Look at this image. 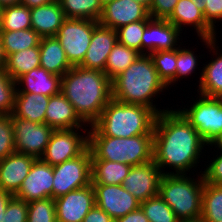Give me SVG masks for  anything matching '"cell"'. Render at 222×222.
<instances>
[{"label": "cell", "instance_id": "36", "mask_svg": "<svg viewBox=\"0 0 222 222\" xmlns=\"http://www.w3.org/2000/svg\"><path fill=\"white\" fill-rule=\"evenodd\" d=\"M148 21H136L118 28V42L142 54V36Z\"/></svg>", "mask_w": 222, "mask_h": 222}, {"label": "cell", "instance_id": "52", "mask_svg": "<svg viewBox=\"0 0 222 222\" xmlns=\"http://www.w3.org/2000/svg\"><path fill=\"white\" fill-rule=\"evenodd\" d=\"M134 1L144 5L148 10L152 4V0H134Z\"/></svg>", "mask_w": 222, "mask_h": 222}, {"label": "cell", "instance_id": "2", "mask_svg": "<svg viewBox=\"0 0 222 222\" xmlns=\"http://www.w3.org/2000/svg\"><path fill=\"white\" fill-rule=\"evenodd\" d=\"M60 92L88 127L112 99L111 79L103 71L74 66L61 77Z\"/></svg>", "mask_w": 222, "mask_h": 222}, {"label": "cell", "instance_id": "5", "mask_svg": "<svg viewBox=\"0 0 222 222\" xmlns=\"http://www.w3.org/2000/svg\"><path fill=\"white\" fill-rule=\"evenodd\" d=\"M88 137L91 160H107L131 166L153 160L154 134H142L130 138Z\"/></svg>", "mask_w": 222, "mask_h": 222}, {"label": "cell", "instance_id": "41", "mask_svg": "<svg viewBox=\"0 0 222 222\" xmlns=\"http://www.w3.org/2000/svg\"><path fill=\"white\" fill-rule=\"evenodd\" d=\"M28 203L13 197L3 215L2 222H27Z\"/></svg>", "mask_w": 222, "mask_h": 222}, {"label": "cell", "instance_id": "23", "mask_svg": "<svg viewBox=\"0 0 222 222\" xmlns=\"http://www.w3.org/2000/svg\"><path fill=\"white\" fill-rule=\"evenodd\" d=\"M31 28L41 37H55L66 19L57 0L30 8Z\"/></svg>", "mask_w": 222, "mask_h": 222}, {"label": "cell", "instance_id": "15", "mask_svg": "<svg viewBox=\"0 0 222 222\" xmlns=\"http://www.w3.org/2000/svg\"><path fill=\"white\" fill-rule=\"evenodd\" d=\"M54 201L57 221L83 222L95 205V191L91 184L62 195Z\"/></svg>", "mask_w": 222, "mask_h": 222}, {"label": "cell", "instance_id": "26", "mask_svg": "<svg viewBox=\"0 0 222 222\" xmlns=\"http://www.w3.org/2000/svg\"><path fill=\"white\" fill-rule=\"evenodd\" d=\"M40 67L46 71L63 76L72 66L66 58L65 51L56 37L40 39Z\"/></svg>", "mask_w": 222, "mask_h": 222}, {"label": "cell", "instance_id": "9", "mask_svg": "<svg viewBox=\"0 0 222 222\" xmlns=\"http://www.w3.org/2000/svg\"><path fill=\"white\" fill-rule=\"evenodd\" d=\"M91 150L53 166V199L92 184Z\"/></svg>", "mask_w": 222, "mask_h": 222}, {"label": "cell", "instance_id": "40", "mask_svg": "<svg viewBox=\"0 0 222 222\" xmlns=\"http://www.w3.org/2000/svg\"><path fill=\"white\" fill-rule=\"evenodd\" d=\"M15 152L11 115H0V160Z\"/></svg>", "mask_w": 222, "mask_h": 222}, {"label": "cell", "instance_id": "46", "mask_svg": "<svg viewBox=\"0 0 222 222\" xmlns=\"http://www.w3.org/2000/svg\"><path fill=\"white\" fill-rule=\"evenodd\" d=\"M115 222H149L141 208L119 217Z\"/></svg>", "mask_w": 222, "mask_h": 222}, {"label": "cell", "instance_id": "31", "mask_svg": "<svg viewBox=\"0 0 222 222\" xmlns=\"http://www.w3.org/2000/svg\"><path fill=\"white\" fill-rule=\"evenodd\" d=\"M201 218L206 222H222V186L204 182Z\"/></svg>", "mask_w": 222, "mask_h": 222}, {"label": "cell", "instance_id": "35", "mask_svg": "<svg viewBox=\"0 0 222 222\" xmlns=\"http://www.w3.org/2000/svg\"><path fill=\"white\" fill-rule=\"evenodd\" d=\"M140 208L149 222H179L174 211L159 195L141 202Z\"/></svg>", "mask_w": 222, "mask_h": 222}, {"label": "cell", "instance_id": "44", "mask_svg": "<svg viewBox=\"0 0 222 222\" xmlns=\"http://www.w3.org/2000/svg\"><path fill=\"white\" fill-rule=\"evenodd\" d=\"M201 6L205 20L216 29V22L222 21V0H203Z\"/></svg>", "mask_w": 222, "mask_h": 222}, {"label": "cell", "instance_id": "45", "mask_svg": "<svg viewBox=\"0 0 222 222\" xmlns=\"http://www.w3.org/2000/svg\"><path fill=\"white\" fill-rule=\"evenodd\" d=\"M83 222H114L104 210L94 205L83 219Z\"/></svg>", "mask_w": 222, "mask_h": 222}, {"label": "cell", "instance_id": "38", "mask_svg": "<svg viewBox=\"0 0 222 222\" xmlns=\"http://www.w3.org/2000/svg\"><path fill=\"white\" fill-rule=\"evenodd\" d=\"M17 92L14 81L5 69L0 70V115H11Z\"/></svg>", "mask_w": 222, "mask_h": 222}, {"label": "cell", "instance_id": "3", "mask_svg": "<svg viewBox=\"0 0 222 222\" xmlns=\"http://www.w3.org/2000/svg\"><path fill=\"white\" fill-rule=\"evenodd\" d=\"M111 84L112 99L146 106L157 115L166 111L159 110L152 102L153 97L168 86L159 77L149 54H140L128 68L111 80Z\"/></svg>", "mask_w": 222, "mask_h": 222}, {"label": "cell", "instance_id": "55", "mask_svg": "<svg viewBox=\"0 0 222 222\" xmlns=\"http://www.w3.org/2000/svg\"><path fill=\"white\" fill-rule=\"evenodd\" d=\"M194 3L201 4L203 0H192Z\"/></svg>", "mask_w": 222, "mask_h": 222}, {"label": "cell", "instance_id": "37", "mask_svg": "<svg viewBox=\"0 0 222 222\" xmlns=\"http://www.w3.org/2000/svg\"><path fill=\"white\" fill-rule=\"evenodd\" d=\"M55 201L52 198L28 202L27 222H56Z\"/></svg>", "mask_w": 222, "mask_h": 222}, {"label": "cell", "instance_id": "14", "mask_svg": "<svg viewBox=\"0 0 222 222\" xmlns=\"http://www.w3.org/2000/svg\"><path fill=\"white\" fill-rule=\"evenodd\" d=\"M92 186L95 191V205L109 214L114 221L140 208L141 203L122 185Z\"/></svg>", "mask_w": 222, "mask_h": 222}, {"label": "cell", "instance_id": "10", "mask_svg": "<svg viewBox=\"0 0 222 222\" xmlns=\"http://www.w3.org/2000/svg\"><path fill=\"white\" fill-rule=\"evenodd\" d=\"M15 151L41 158L54 131L46 123H35L11 114Z\"/></svg>", "mask_w": 222, "mask_h": 222}, {"label": "cell", "instance_id": "39", "mask_svg": "<svg viewBox=\"0 0 222 222\" xmlns=\"http://www.w3.org/2000/svg\"><path fill=\"white\" fill-rule=\"evenodd\" d=\"M180 45L177 48V61H176V82L183 77H188L195 72L198 66V57L194 51L190 49H182Z\"/></svg>", "mask_w": 222, "mask_h": 222}, {"label": "cell", "instance_id": "4", "mask_svg": "<svg viewBox=\"0 0 222 222\" xmlns=\"http://www.w3.org/2000/svg\"><path fill=\"white\" fill-rule=\"evenodd\" d=\"M157 114L150 108L111 99L91 126L88 136L130 138L142 134H154Z\"/></svg>", "mask_w": 222, "mask_h": 222}, {"label": "cell", "instance_id": "25", "mask_svg": "<svg viewBox=\"0 0 222 222\" xmlns=\"http://www.w3.org/2000/svg\"><path fill=\"white\" fill-rule=\"evenodd\" d=\"M50 97L42 94L16 92L12 115L35 123H45Z\"/></svg>", "mask_w": 222, "mask_h": 222}, {"label": "cell", "instance_id": "53", "mask_svg": "<svg viewBox=\"0 0 222 222\" xmlns=\"http://www.w3.org/2000/svg\"><path fill=\"white\" fill-rule=\"evenodd\" d=\"M179 222H206L201 217L196 219L179 220Z\"/></svg>", "mask_w": 222, "mask_h": 222}, {"label": "cell", "instance_id": "28", "mask_svg": "<svg viewBox=\"0 0 222 222\" xmlns=\"http://www.w3.org/2000/svg\"><path fill=\"white\" fill-rule=\"evenodd\" d=\"M38 67H40L39 47L24 49L6 57L5 71L14 81Z\"/></svg>", "mask_w": 222, "mask_h": 222}, {"label": "cell", "instance_id": "34", "mask_svg": "<svg viewBox=\"0 0 222 222\" xmlns=\"http://www.w3.org/2000/svg\"><path fill=\"white\" fill-rule=\"evenodd\" d=\"M153 60L156 71L163 82L169 87L176 83V61L177 48L172 50L151 52L149 54Z\"/></svg>", "mask_w": 222, "mask_h": 222}, {"label": "cell", "instance_id": "27", "mask_svg": "<svg viewBox=\"0 0 222 222\" xmlns=\"http://www.w3.org/2000/svg\"><path fill=\"white\" fill-rule=\"evenodd\" d=\"M131 165L107 160H91L92 185H122Z\"/></svg>", "mask_w": 222, "mask_h": 222}, {"label": "cell", "instance_id": "18", "mask_svg": "<svg viewBox=\"0 0 222 222\" xmlns=\"http://www.w3.org/2000/svg\"><path fill=\"white\" fill-rule=\"evenodd\" d=\"M166 20L179 31H182L181 27L191 25L200 38L216 39L217 37L216 29L205 20L201 4L194 3L192 0H179Z\"/></svg>", "mask_w": 222, "mask_h": 222}, {"label": "cell", "instance_id": "7", "mask_svg": "<svg viewBox=\"0 0 222 222\" xmlns=\"http://www.w3.org/2000/svg\"><path fill=\"white\" fill-rule=\"evenodd\" d=\"M177 110L195 128L208 147V144L222 132V98L199 94V98L197 97L189 109Z\"/></svg>", "mask_w": 222, "mask_h": 222}, {"label": "cell", "instance_id": "43", "mask_svg": "<svg viewBox=\"0 0 222 222\" xmlns=\"http://www.w3.org/2000/svg\"><path fill=\"white\" fill-rule=\"evenodd\" d=\"M179 0H152L149 16L152 19H167Z\"/></svg>", "mask_w": 222, "mask_h": 222}, {"label": "cell", "instance_id": "48", "mask_svg": "<svg viewBox=\"0 0 222 222\" xmlns=\"http://www.w3.org/2000/svg\"><path fill=\"white\" fill-rule=\"evenodd\" d=\"M54 0H21L20 4L27 6L28 8L38 7L51 3Z\"/></svg>", "mask_w": 222, "mask_h": 222}, {"label": "cell", "instance_id": "20", "mask_svg": "<svg viewBox=\"0 0 222 222\" xmlns=\"http://www.w3.org/2000/svg\"><path fill=\"white\" fill-rule=\"evenodd\" d=\"M117 41V30L99 24L93 31L91 43L79 66L104 72L107 57Z\"/></svg>", "mask_w": 222, "mask_h": 222}, {"label": "cell", "instance_id": "6", "mask_svg": "<svg viewBox=\"0 0 222 222\" xmlns=\"http://www.w3.org/2000/svg\"><path fill=\"white\" fill-rule=\"evenodd\" d=\"M199 179V180H197ZM194 180L186 174H163L159 183V196L174 211L179 220L201 217L204 179Z\"/></svg>", "mask_w": 222, "mask_h": 222}, {"label": "cell", "instance_id": "1", "mask_svg": "<svg viewBox=\"0 0 222 222\" xmlns=\"http://www.w3.org/2000/svg\"><path fill=\"white\" fill-rule=\"evenodd\" d=\"M207 144L195 128L176 109L163 111L154 124L153 160L162 174H188L197 167ZM174 169L165 172L163 168ZM187 171V172H186Z\"/></svg>", "mask_w": 222, "mask_h": 222}, {"label": "cell", "instance_id": "54", "mask_svg": "<svg viewBox=\"0 0 222 222\" xmlns=\"http://www.w3.org/2000/svg\"><path fill=\"white\" fill-rule=\"evenodd\" d=\"M98 1L100 2V4H101L102 6H104L106 3L111 2V1H113V0H98Z\"/></svg>", "mask_w": 222, "mask_h": 222}, {"label": "cell", "instance_id": "30", "mask_svg": "<svg viewBox=\"0 0 222 222\" xmlns=\"http://www.w3.org/2000/svg\"><path fill=\"white\" fill-rule=\"evenodd\" d=\"M66 18L99 21L103 6L98 0H57Z\"/></svg>", "mask_w": 222, "mask_h": 222}, {"label": "cell", "instance_id": "51", "mask_svg": "<svg viewBox=\"0 0 222 222\" xmlns=\"http://www.w3.org/2000/svg\"><path fill=\"white\" fill-rule=\"evenodd\" d=\"M21 0H0L1 6L4 8L6 6H12L20 4Z\"/></svg>", "mask_w": 222, "mask_h": 222}, {"label": "cell", "instance_id": "49", "mask_svg": "<svg viewBox=\"0 0 222 222\" xmlns=\"http://www.w3.org/2000/svg\"><path fill=\"white\" fill-rule=\"evenodd\" d=\"M210 146H215L222 153V132L219 133L210 143Z\"/></svg>", "mask_w": 222, "mask_h": 222}, {"label": "cell", "instance_id": "21", "mask_svg": "<svg viewBox=\"0 0 222 222\" xmlns=\"http://www.w3.org/2000/svg\"><path fill=\"white\" fill-rule=\"evenodd\" d=\"M45 123L54 130L81 127L84 130L82 133L86 134L85 132L89 131V129L82 127V125L85 126L86 124L76 114L73 105L61 92L50 96L45 112Z\"/></svg>", "mask_w": 222, "mask_h": 222}, {"label": "cell", "instance_id": "56", "mask_svg": "<svg viewBox=\"0 0 222 222\" xmlns=\"http://www.w3.org/2000/svg\"><path fill=\"white\" fill-rule=\"evenodd\" d=\"M2 9H3V7L0 4V16H1V13H2Z\"/></svg>", "mask_w": 222, "mask_h": 222}, {"label": "cell", "instance_id": "8", "mask_svg": "<svg viewBox=\"0 0 222 222\" xmlns=\"http://www.w3.org/2000/svg\"><path fill=\"white\" fill-rule=\"evenodd\" d=\"M98 21L89 19L66 18L55 35L65 51L72 67L79 66L91 43L94 29Z\"/></svg>", "mask_w": 222, "mask_h": 222}, {"label": "cell", "instance_id": "42", "mask_svg": "<svg viewBox=\"0 0 222 222\" xmlns=\"http://www.w3.org/2000/svg\"><path fill=\"white\" fill-rule=\"evenodd\" d=\"M219 153V156L217 154L212 158L213 162L206 166L202 175L205 183L222 186V153Z\"/></svg>", "mask_w": 222, "mask_h": 222}, {"label": "cell", "instance_id": "29", "mask_svg": "<svg viewBox=\"0 0 222 222\" xmlns=\"http://www.w3.org/2000/svg\"><path fill=\"white\" fill-rule=\"evenodd\" d=\"M5 56L32 47H39L41 37L32 29L0 31Z\"/></svg>", "mask_w": 222, "mask_h": 222}, {"label": "cell", "instance_id": "50", "mask_svg": "<svg viewBox=\"0 0 222 222\" xmlns=\"http://www.w3.org/2000/svg\"><path fill=\"white\" fill-rule=\"evenodd\" d=\"M6 65V56L3 50L2 41L0 38V70L5 69Z\"/></svg>", "mask_w": 222, "mask_h": 222}, {"label": "cell", "instance_id": "47", "mask_svg": "<svg viewBox=\"0 0 222 222\" xmlns=\"http://www.w3.org/2000/svg\"><path fill=\"white\" fill-rule=\"evenodd\" d=\"M14 197L11 193L0 189V222L3 220V215L6 212L9 201Z\"/></svg>", "mask_w": 222, "mask_h": 222}, {"label": "cell", "instance_id": "13", "mask_svg": "<svg viewBox=\"0 0 222 222\" xmlns=\"http://www.w3.org/2000/svg\"><path fill=\"white\" fill-rule=\"evenodd\" d=\"M162 172L154 160L132 166L122 186L140 203L159 194Z\"/></svg>", "mask_w": 222, "mask_h": 222}, {"label": "cell", "instance_id": "12", "mask_svg": "<svg viewBox=\"0 0 222 222\" xmlns=\"http://www.w3.org/2000/svg\"><path fill=\"white\" fill-rule=\"evenodd\" d=\"M53 166L37 158L14 197L25 202L53 199Z\"/></svg>", "mask_w": 222, "mask_h": 222}, {"label": "cell", "instance_id": "22", "mask_svg": "<svg viewBox=\"0 0 222 222\" xmlns=\"http://www.w3.org/2000/svg\"><path fill=\"white\" fill-rule=\"evenodd\" d=\"M204 45H207L209 52L216 55L214 60L210 61L206 66H203L202 73H200L199 94L207 97L222 98V54L218 53V46H216V39L200 38ZM216 47V48H215ZM216 52H215V51ZM218 55V56H217ZM220 55V56H219Z\"/></svg>", "mask_w": 222, "mask_h": 222}, {"label": "cell", "instance_id": "17", "mask_svg": "<svg viewBox=\"0 0 222 222\" xmlns=\"http://www.w3.org/2000/svg\"><path fill=\"white\" fill-rule=\"evenodd\" d=\"M181 33L166 19L151 18L147 22L142 36V54L178 48L176 43H179L180 37L178 36H181Z\"/></svg>", "mask_w": 222, "mask_h": 222}, {"label": "cell", "instance_id": "24", "mask_svg": "<svg viewBox=\"0 0 222 222\" xmlns=\"http://www.w3.org/2000/svg\"><path fill=\"white\" fill-rule=\"evenodd\" d=\"M16 85H18L17 92L42 94L50 97L60 93L61 76L38 67L19 77L16 80ZM19 86L24 87L22 89Z\"/></svg>", "mask_w": 222, "mask_h": 222}, {"label": "cell", "instance_id": "19", "mask_svg": "<svg viewBox=\"0 0 222 222\" xmlns=\"http://www.w3.org/2000/svg\"><path fill=\"white\" fill-rule=\"evenodd\" d=\"M36 159L15 151L0 160V189L15 195Z\"/></svg>", "mask_w": 222, "mask_h": 222}, {"label": "cell", "instance_id": "11", "mask_svg": "<svg viewBox=\"0 0 222 222\" xmlns=\"http://www.w3.org/2000/svg\"><path fill=\"white\" fill-rule=\"evenodd\" d=\"M81 128L54 130L41 159L51 166L81 155L89 147V137L79 134Z\"/></svg>", "mask_w": 222, "mask_h": 222}, {"label": "cell", "instance_id": "33", "mask_svg": "<svg viewBox=\"0 0 222 222\" xmlns=\"http://www.w3.org/2000/svg\"><path fill=\"white\" fill-rule=\"evenodd\" d=\"M31 28L30 8L17 4L6 6L0 16V31H18Z\"/></svg>", "mask_w": 222, "mask_h": 222}, {"label": "cell", "instance_id": "32", "mask_svg": "<svg viewBox=\"0 0 222 222\" xmlns=\"http://www.w3.org/2000/svg\"><path fill=\"white\" fill-rule=\"evenodd\" d=\"M139 55L140 53L135 49L122 45L117 41L107 57L104 73L112 80L128 68Z\"/></svg>", "mask_w": 222, "mask_h": 222}, {"label": "cell", "instance_id": "16", "mask_svg": "<svg viewBox=\"0 0 222 222\" xmlns=\"http://www.w3.org/2000/svg\"><path fill=\"white\" fill-rule=\"evenodd\" d=\"M148 9L134 0H113L103 6L99 24L117 30L132 22L150 20Z\"/></svg>", "mask_w": 222, "mask_h": 222}]
</instances>
